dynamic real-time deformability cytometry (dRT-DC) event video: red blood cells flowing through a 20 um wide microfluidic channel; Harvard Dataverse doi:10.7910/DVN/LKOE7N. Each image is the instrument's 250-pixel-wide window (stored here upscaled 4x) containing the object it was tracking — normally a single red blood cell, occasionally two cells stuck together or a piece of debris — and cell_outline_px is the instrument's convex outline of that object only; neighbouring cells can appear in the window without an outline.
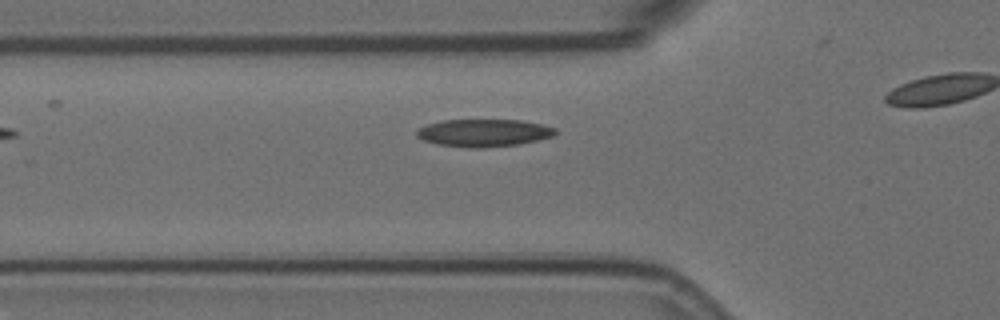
{"species": "Egyptian fruit bat (a non-hibernating species)", "species_latin": "Rousettus aegyptiacus", "temperature_condition": "room temperature", "stored_images_in_passage": 3, "camera_frame_rate_fps": 3000, "um_per_image_px": 0.085, "animal": {"sex": "female"}, "frame": {"image": 1, "passage_image": 2, "time_ms": 0.333, "image_size_px": [1000, 320], "cell_outline_px": [[556, 136], [516, 144], [480, 148], [468, 148], [436, 144], [424, 140], [416, 136], [416, 132], [420, 128], [428, 124], [444, 120], [520, 120], [544, 124], [556, 128]], "centroid_in_image_um": [41.14, 11.29], "position_along_channel_um": 84.7, "area_um2": 22.2}}